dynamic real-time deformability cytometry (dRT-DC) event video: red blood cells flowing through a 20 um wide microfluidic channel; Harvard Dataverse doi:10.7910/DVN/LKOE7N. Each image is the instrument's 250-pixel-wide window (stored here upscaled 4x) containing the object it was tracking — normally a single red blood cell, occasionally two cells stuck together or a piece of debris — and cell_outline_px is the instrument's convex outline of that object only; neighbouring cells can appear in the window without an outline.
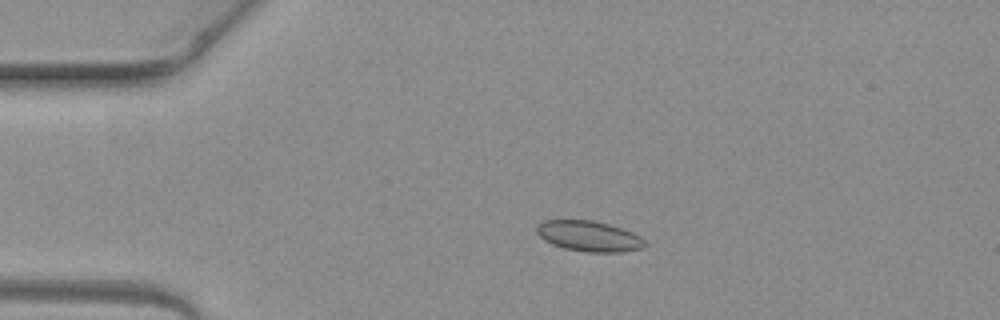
{"species": "common noctule bat (a hibernating species)", "species_latin": "Nyctalus noctula", "temperature_condition": "warm", "stored_images_in_passage": 4, "camera_frame_rate_fps": 3000, "um_per_image_px": 0.085, "animal": {"sex": "female", "body_mass_g": 19.3, "forearm_length_mm": 54.1}, "frame": {"image": 1, "passage_image": 3, "time_ms": 0.667, "image_size_px": [1000, 320], "cell_outline_px": [[648, 244], [644, 248], [624, 252], [588, 252], [564, 248], [552, 244], [544, 240], [536, 232], [536, 224], [544, 220], [592, 220], [608, 224], [632, 232], [640, 236]], "centroid_in_image_um": [50.07, 20.08], "position_along_channel_um": 34.9, "area_um2": 19.36}}